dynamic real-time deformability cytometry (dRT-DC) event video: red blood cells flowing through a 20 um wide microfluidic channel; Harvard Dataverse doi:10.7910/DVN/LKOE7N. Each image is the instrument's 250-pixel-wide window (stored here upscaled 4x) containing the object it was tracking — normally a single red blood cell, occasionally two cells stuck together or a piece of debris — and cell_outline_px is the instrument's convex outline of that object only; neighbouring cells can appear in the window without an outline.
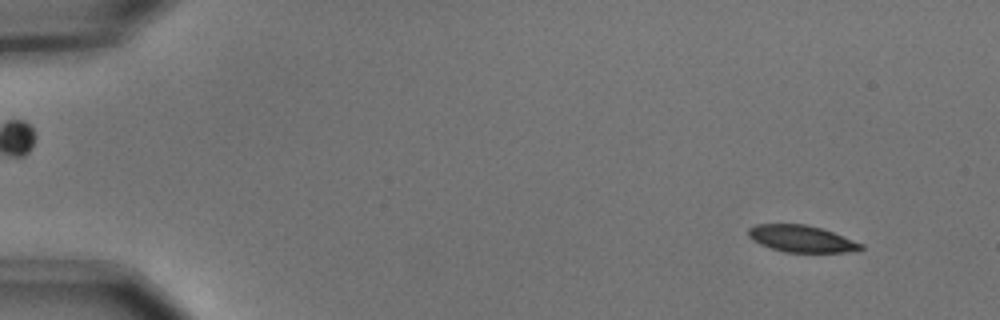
{"species": "common noctule bat (a hibernating species)", "species_latin": "Nyctalus noctula", "temperature_condition": "cold", "stored_images_in_passage": 5, "camera_frame_rate_fps": 3000, "um_per_image_px": 0.085, "animal": {"sex": "male", "body_mass_g": 15.6}, "frame": {"image": 1, "passage_image": 1, "time_ms": 0.0, "image_size_px": [1000, 320], "cell_outline_px": [[864, 248], [848, 252], [784, 252], [760, 244], [752, 240], [748, 236], [748, 228], [756, 224], [804, 224], [820, 228], [832, 232], [864, 244]], "centroid_in_image_um": [68.1, 20.29], "position_along_channel_um": 16.9, "area_um2": 17.46}}
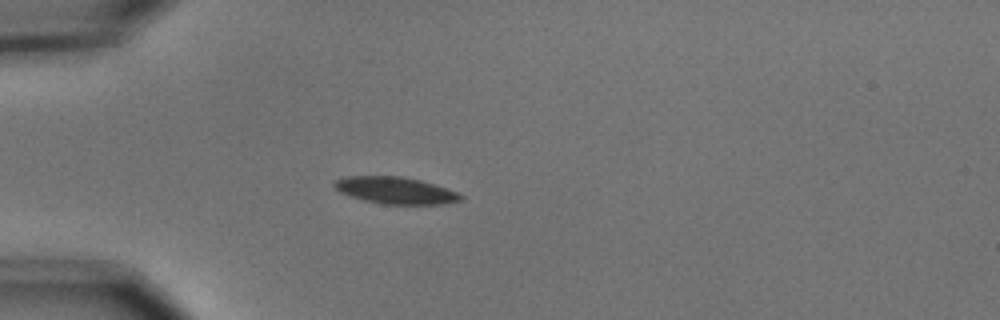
{"frame": {"image": 2, "passage_image": 4, "time_ms": 1.0, "image_size_px": [1000, 320], "cell_outline_px": [[464, 200], [444, 204], [384, 204], [364, 200], [340, 192], [332, 184], [336, 180], [344, 176], [400, 176], [420, 180], [456, 192], [464, 196]], "centroid_in_image_um": [33.62, 16.18], "position_along_channel_um": 51.4, "area_um2": 19.59}}